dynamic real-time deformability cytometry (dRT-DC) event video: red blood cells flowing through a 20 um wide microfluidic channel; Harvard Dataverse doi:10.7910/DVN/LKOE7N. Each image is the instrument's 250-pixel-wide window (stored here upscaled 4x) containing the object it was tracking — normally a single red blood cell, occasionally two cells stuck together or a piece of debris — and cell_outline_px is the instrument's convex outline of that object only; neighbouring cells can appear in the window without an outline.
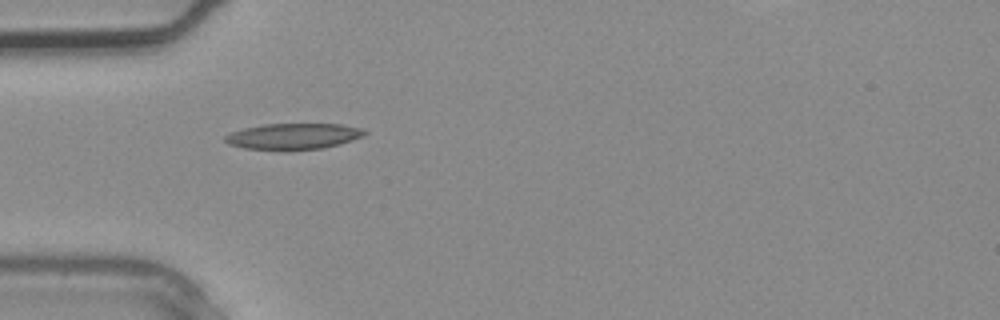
{"species": "common noctule bat (a hibernating species)", "species_latin": "Nyctalus noctula", "temperature_condition": "warm", "stored_images_in_passage": 2, "camera_frame_rate_fps": 3000, "um_per_image_px": 0.085, "animal": {"sex": "male", "body_mass_g": 20.4}, "frame": {"image": 1, "passage_image": 2, "time_ms": 0.333, "image_size_px": [1000, 320], "cell_outline_px": [[368, 132], [364, 136], [340, 144], [324, 148], [288, 152], [284, 152], [244, 148], [228, 144], [224, 140], [224, 136], [232, 132], [244, 128], [264, 124], [340, 124], [364, 128]], "centroid_in_image_um": [24.95, 11.61], "position_along_channel_um": 60.1, "area_um2": 21.85}}